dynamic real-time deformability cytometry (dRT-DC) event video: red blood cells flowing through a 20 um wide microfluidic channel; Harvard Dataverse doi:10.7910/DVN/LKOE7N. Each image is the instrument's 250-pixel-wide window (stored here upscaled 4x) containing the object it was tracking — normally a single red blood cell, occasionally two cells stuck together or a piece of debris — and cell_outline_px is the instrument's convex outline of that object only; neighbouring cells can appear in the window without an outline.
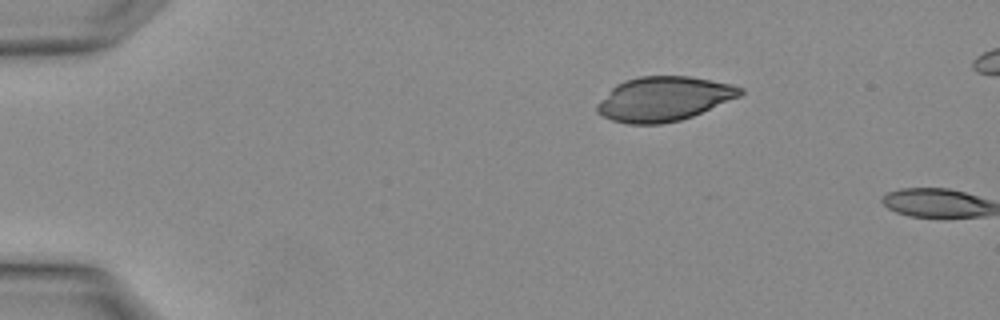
{"species": "Egyptian fruit bat (a non-hibernating species)", "species_latin": "Rousettus aegyptiacus", "temperature_condition": "warm", "stored_images_in_passage": 2, "camera_frame_rate_fps": 3000, "um_per_image_px": 0.085, "animal": {"sex": "female"}, "frame": {"image": 1, "passage_image": 2, "time_ms": 0.333, "image_size_px": [1000, 320], "cell_outline_px": [[744, 92], [740, 96], [692, 116], [680, 120], [660, 124], [628, 124], [612, 120], [596, 112], [596, 104], [616, 84], [624, 80], [640, 76], [688, 76], [732, 84], [744, 88]], "centroid_in_image_um": [56.41, 8.4], "position_along_channel_um": 28.6, "area_um2": 36.93}}